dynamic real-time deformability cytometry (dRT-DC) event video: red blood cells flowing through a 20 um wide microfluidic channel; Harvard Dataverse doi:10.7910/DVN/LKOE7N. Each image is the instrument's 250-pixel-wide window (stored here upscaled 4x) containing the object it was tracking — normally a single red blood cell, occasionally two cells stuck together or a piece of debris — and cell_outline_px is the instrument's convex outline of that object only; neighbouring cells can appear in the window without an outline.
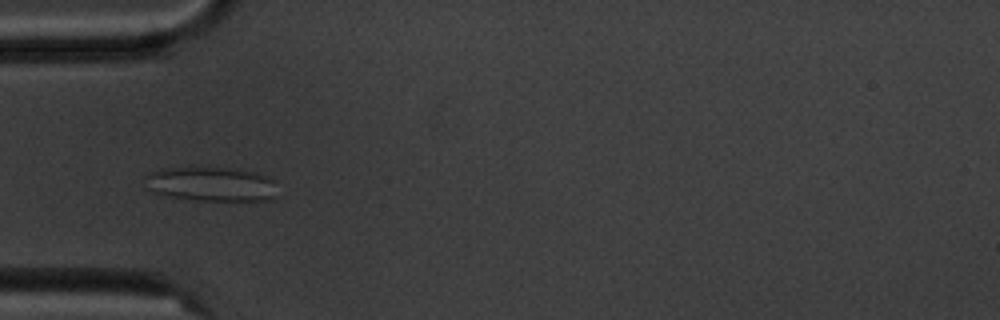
{"species": "common noctule bat (a hibernating species)", "species_latin": "Nyctalus noctula", "temperature_condition": "cold", "stored_images_in_passage": 6, "camera_frame_rate_fps": 3000, "um_per_image_px": 0.085, "animal": {"sex": "male", "body_mass_g": 20.1, "forearm_length_mm": 53.5}, "frame": {"image": 1, "passage_image": 5, "time_ms": 4.667, "image_size_px": [1000, 320], "cell_outline_px": [[280, 196], [272, 200], [196, 200], [168, 196], [144, 188], [144, 176], [160, 168], [192, 164], [236, 168], [256, 172], [268, 176], [272, 180]], "centroid_in_image_um": [17.93, 15.59], "position_along_channel_um": 67.1, "area_um2": 27.92}}
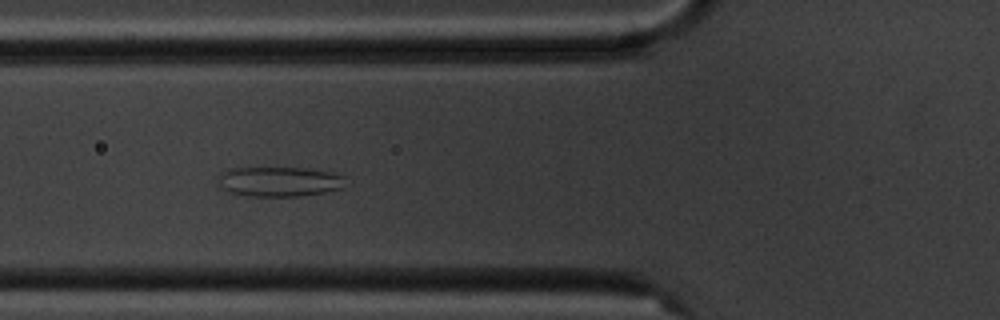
{"frame": {"image": 2, "passage_image": 6, "time_ms": 5.667, "image_size_px": [1000, 320], "cell_outline_px": [[344, 188], [324, 192], [300, 196], [248, 196], [216, 188], [220, 172], [232, 168], [308, 168], [332, 172], [344, 176]], "centroid_in_image_um": [23.7, 15.43], "position_along_channel_um": 102.1, "area_um2": 22.37}}